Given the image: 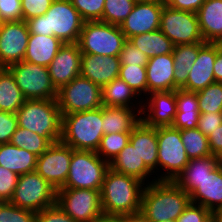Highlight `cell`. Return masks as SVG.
Masks as SVG:
<instances>
[{
	"mask_svg": "<svg viewBox=\"0 0 222 222\" xmlns=\"http://www.w3.org/2000/svg\"><path fill=\"white\" fill-rule=\"evenodd\" d=\"M120 67L119 57L81 55L80 75L102 88L119 77Z\"/></svg>",
	"mask_w": 222,
	"mask_h": 222,
	"instance_id": "20",
	"label": "cell"
},
{
	"mask_svg": "<svg viewBox=\"0 0 222 222\" xmlns=\"http://www.w3.org/2000/svg\"><path fill=\"white\" fill-rule=\"evenodd\" d=\"M119 78L125 81L139 97L147 96V72L145 66L121 65Z\"/></svg>",
	"mask_w": 222,
	"mask_h": 222,
	"instance_id": "39",
	"label": "cell"
},
{
	"mask_svg": "<svg viewBox=\"0 0 222 222\" xmlns=\"http://www.w3.org/2000/svg\"><path fill=\"white\" fill-rule=\"evenodd\" d=\"M29 35L26 21L0 22V68L24 59Z\"/></svg>",
	"mask_w": 222,
	"mask_h": 222,
	"instance_id": "15",
	"label": "cell"
},
{
	"mask_svg": "<svg viewBox=\"0 0 222 222\" xmlns=\"http://www.w3.org/2000/svg\"><path fill=\"white\" fill-rule=\"evenodd\" d=\"M10 143L19 148L28 150L37 156L44 153L51 145L44 137L28 129L17 127L13 133Z\"/></svg>",
	"mask_w": 222,
	"mask_h": 222,
	"instance_id": "36",
	"label": "cell"
},
{
	"mask_svg": "<svg viewBox=\"0 0 222 222\" xmlns=\"http://www.w3.org/2000/svg\"><path fill=\"white\" fill-rule=\"evenodd\" d=\"M26 23L30 34L55 36L67 44L78 42L84 20L70 0H53L44 15Z\"/></svg>",
	"mask_w": 222,
	"mask_h": 222,
	"instance_id": "3",
	"label": "cell"
},
{
	"mask_svg": "<svg viewBox=\"0 0 222 222\" xmlns=\"http://www.w3.org/2000/svg\"><path fill=\"white\" fill-rule=\"evenodd\" d=\"M196 95L200 113L222 112V83L214 82Z\"/></svg>",
	"mask_w": 222,
	"mask_h": 222,
	"instance_id": "38",
	"label": "cell"
},
{
	"mask_svg": "<svg viewBox=\"0 0 222 222\" xmlns=\"http://www.w3.org/2000/svg\"><path fill=\"white\" fill-rule=\"evenodd\" d=\"M161 222H176L175 220H167V221H161Z\"/></svg>",
	"mask_w": 222,
	"mask_h": 222,
	"instance_id": "60",
	"label": "cell"
},
{
	"mask_svg": "<svg viewBox=\"0 0 222 222\" xmlns=\"http://www.w3.org/2000/svg\"><path fill=\"white\" fill-rule=\"evenodd\" d=\"M157 141L158 170L163 169V174L154 178L174 181L190 161L181 140V130L173 126L157 127Z\"/></svg>",
	"mask_w": 222,
	"mask_h": 222,
	"instance_id": "8",
	"label": "cell"
},
{
	"mask_svg": "<svg viewBox=\"0 0 222 222\" xmlns=\"http://www.w3.org/2000/svg\"><path fill=\"white\" fill-rule=\"evenodd\" d=\"M19 175L0 166V201H10L13 197Z\"/></svg>",
	"mask_w": 222,
	"mask_h": 222,
	"instance_id": "44",
	"label": "cell"
},
{
	"mask_svg": "<svg viewBox=\"0 0 222 222\" xmlns=\"http://www.w3.org/2000/svg\"><path fill=\"white\" fill-rule=\"evenodd\" d=\"M118 57L121 65L146 66L149 60L143 52L133 46L128 40L124 43Z\"/></svg>",
	"mask_w": 222,
	"mask_h": 222,
	"instance_id": "43",
	"label": "cell"
},
{
	"mask_svg": "<svg viewBox=\"0 0 222 222\" xmlns=\"http://www.w3.org/2000/svg\"><path fill=\"white\" fill-rule=\"evenodd\" d=\"M199 53V43L174 46V82L175 90L181 89L186 83L192 66Z\"/></svg>",
	"mask_w": 222,
	"mask_h": 222,
	"instance_id": "33",
	"label": "cell"
},
{
	"mask_svg": "<svg viewBox=\"0 0 222 222\" xmlns=\"http://www.w3.org/2000/svg\"><path fill=\"white\" fill-rule=\"evenodd\" d=\"M202 222H217L215 215L211 212Z\"/></svg>",
	"mask_w": 222,
	"mask_h": 222,
	"instance_id": "57",
	"label": "cell"
},
{
	"mask_svg": "<svg viewBox=\"0 0 222 222\" xmlns=\"http://www.w3.org/2000/svg\"><path fill=\"white\" fill-rule=\"evenodd\" d=\"M222 43H199V53L187 78V83L181 88L190 92H198L215 82L214 63Z\"/></svg>",
	"mask_w": 222,
	"mask_h": 222,
	"instance_id": "17",
	"label": "cell"
},
{
	"mask_svg": "<svg viewBox=\"0 0 222 222\" xmlns=\"http://www.w3.org/2000/svg\"><path fill=\"white\" fill-rule=\"evenodd\" d=\"M144 187L140 180L109 168L100 191L103 214L125 218L139 216Z\"/></svg>",
	"mask_w": 222,
	"mask_h": 222,
	"instance_id": "2",
	"label": "cell"
},
{
	"mask_svg": "<svg viewBox=\"0 0 222 222\" xmlns=\"http://www.w3.org/2000/svg\"><path fill=\"white\" fill-rule=\"evenodd\" d=\"M163 7L162 0L135 3L131 13L119 26L126 39L160 29Z\"/></svg>",
	"mask_w": 222,
	"mask_h": 222,
	"instance_id": "16",
	"label": "cell"
},
{
	"mask_svg": "<svg viewBox=\"0 0 222 222\" xmlns=\"http://www.w3.org/2000/svg\"><path fill=\"white\" fill-rule=\"evenodd\" d=\"M129 142L137 150L145 165L153 172L158 170L157 127L146 125L142 120L131 131Z\"/></svg>",
	"mask_w": 222,
	"mask_h": 222,
	"instance_id": "22",
	"label": "cell"
},
{
	"mask_svg": "<svg viewBox=\"0 0 222 222\" xmlns=\"http://www.w3.org/2000/svg\"><path fill=\"white\" fill-rule=\"evenodd\" d=\"M84 21H100L105 0H70Z\"/></svg>",
	"mask_w": 222,
	"mask_h": 222,
	"instance_id": "42",
	"label": "cell"
},
{
	"mask_svg": "<svg viewBox=\"0 0 222 222\" xmlns=\"http://www.w3.org/2000/svg\"><path fill=\"white\" fill-rule=\"evenodd\" d=\"M22 20L21 0H0V22Z\"/></svg>",
	"mask_w": 222,
	"mask_h": 222,
	"instance_id": "48",
	"label": "cell"
},
{
	"mask_svg": "<svg viewBox=\"0 0 222 222\" xmlns=\"http://www.w3.org/2000/svg\"><path fill=\"white\" fill-rule=\"evenodd\" d=\"M102 107L62 115L61 142L75 150L97 151L104 135Z\"/></svg>",
	"mask_w": 222,
	"mask_h": 222,
	"instance_id": "4",
	"label": "cell"
},
{
	"mask_svg": "<svg viewBox=\"0 0 222 222\" xmlns=\"http://www.w3.org/2000/svg\"><path fill=\"white\" fill-rule=\"evenodd\" d=\"M26 98L7 68H0V111L16 114Z\"/></svg>",
	"mask_w": 222,
	"mask_h": 222,
	"instance_id": "34",
	"label": "cell"
},
{
	"mask_svg": "<svg viewBox=\"0 0 222 222\" xmlns=\"http://www.w3.org/2000/svg\"><path fill=\"white\" fill-rule=\"evenodd\" d=\"M17 127L18 118L16 114L0 111V144L9 143Z\"/></svg>",
	"mask_w": 222,
	"mask_h": 222,
	"instance_id": "45",
	"label": "cell"
},
{
	"mask_svg": "<svg viewBox=\"0 0 222 222\" xmlns=\"http://www.w3.org/2000/svg\"><path fill=\"white\" fill-rule=\"evenodd\" d=\"M214 77L215 82L222 83V48L216 54V60L214 63Z\"/></svg>",
	"mask_w": 222,
	"mask_h": 222,
	"instance_id": "53",
	"label": "cell"
},
{
	"mask_svg": "<svg viewBox=\"0 0 222 222\" xmlns=\"http://www.w3.org/2000/svg\"><path fill=\"white\" fill-rule=\"evenodd\" d=\"M0 222H36V212L17 207L10 201L0 202Z\"/></svg>",
	"mask_w": 222,
	"mask_h": 222,
	"instance_id": "41",
	"label": "cell"
},
{
	"mask_svg": "<svg viewBox=\"0 0 222 222\" xmlns=\"http://www.w3.org/2000/svg\"><path fill=\"white\" fill-rule=\"evenodd\" d=\"M190 202L174 181L152 179L143 189L139 216L146 222L176 221Z\"/></svg>",
	"mask_w": 222,
	"mask_h": 222,
	"instance_id": "1",
	"label": "cell"
},
{
	"mask_svg": "<svg viewBox=\"0 0 222 222\" xmlns=\"http://www.w3.org/2000/svg\"><path fill=\"white\" fill-rule=\"evenodd\" d=\"M219 166L221 167V169H222V156L221 157H219Z\"/></svg>",
	"mask_w": 222,
	"mask_h": 222,
	"instance_id": "59",
	"label": "cell"
},
{
	"mask_svg": "<svg viewBox=\"0 0 222 222\" xmlns=\"http://www.w3.org/2000/svg\"><path fill=\"white\" fill-rule=\"evenodd\" d=\"M71 157L72 147L55 142L37 157L35 171L58 190L68 177Z\"/></svg>",
	"mask_w": 222,
	"mask_h": 222,
	"instance_id": "14",
	"label": "cell"
},
{
	"mask_svg": "<svg viewBox=\"0 0 222 222\" xmlns=\"http://www.w3.org/2000/svg\"><path fill=\"white\" fill-rule=\"evenodd\" d=\"M208 144L212 155L222 156V124L209 134Z\"/></svg>",
	"mask_w": 222,
	"mask_h": 222,
	"instance_id": "52",
	"label": "cell"
},
{
	"mask_svg": "<svg viewBox=\"0 0 222 222\" xmlns=\"http://www.w3.org/2000/svg\"><path fill=\"white\" fill-rule=\"evenodd\" d=\"M212 213L215 215L217 222H222V207L215 209Z\"/></svg>",
	"mask_w": 222,
	"mask_h": 222,
	"instance_id": "56",
	"label": "cell"
},
{
	"mask_svg": "<svg viewBox=\"0 0 222 222\" xmlns=\"http://www.w3.org/2000/svg\"><path fill=\"white\" fill-rule=\"evenodd\" d=\"M210 213L205 207L190 202L176 222H202Z\"/></svg>",
	"mask_w": 222,
	"mask_h": 222,
	"instance_id": "49",
	"label": "cell"
},
{
	"mask_svg": "<svg viewBox=\"0 0 222 222\" xmlns=\"http://www.w3.org/2000/svg\"><path fill=\"white\" fill-rule=\"evenodd\" d=\"M181 140L190 160L212 155L207 136L198 128L181 130Z\"/></svg>",
	"mask_w": 222,
	"mask_h": 222,
	"instance_id": "35",
	"label": "cell"
},
{
	"mask_svg": "<svg viewBox=\"0 0 222 222\" xmlns=\"http://www.w3.org/2000/svg\"><path fill=\"white\" fill-rule=\"evenodd\" d=\"M64 43L55 36L30 34L24 61L48 67Z\"/></svg>",
	"mask_w": 222,
	"mask_h": 222,
	"instance_id": "28",
	"label": "cell"
},
{
	"mask_svg": "<svg viewBox=\"0 0 222 222\" xmlns=\"http://www.w3.org/2000/svg\"><path fill=\"white\" fill-rule=\"evenodd\" d=\"M135 108L102 106V128L104 135L131 132L142 120V110ZM140 115V117H138Z\"/></svg>",
	"mask_w": 222,
	"mask_h": 222,
	"instance_id": "23",
	"label": "cell"
},
{
	"mask_svg": "<svg viewBox=\"0 0 222 222\" xmlns=\"http://www.w3.org/2000/svg\"><path fill=\"white\" fill-rule=\"evenodd\" d=\"M160 31L177 45L203 43L196 13L173 9L164 5L161 12Z\"/></svg>",
	"mask_w": 222,
	"mask_h": 222,
	"instance_id": "13",
	"label": "cell"
},
{
	"mask_svg": "<svg viewBox=\"0 0 222 222\" xmlns=\"http://www.w3.org/2000/svg\"><path fill=\"white\" fill-rule=\"evenodd\" d=\"M162 2L173 9L196 13L205 0H162Z\"/></svg>",
	"mask_w": 222,
	"mask_h": 222,
	"instance_id": "51",
	"label": "cell"
},
{
	"mask_svg": "<svg viewBox=\"0 0 222 222\" xmlns=\"http://www.w3.org/2000/svg\"><path fill=\"white\" fill-rule=\"evenodd\" d=\"M176 102L177 113L172 126L178 130L197 128L200 112L196 92L177 89Z\"/></svg>",
	"mask_w": 222,
	"mask_h": 222,
	"instance_id": "30",
	"label": "cell"
},
{
	"mask_svg": "<svg viewBox=\"0 0 222 222\" xmlns=\"http://www.w3.org/2000/svg\"><path fill=\"white\" fill-rule=\"evenodd\" d=\"M81 51L77 43L64 44L48 66L50 79L58 91L80 76Z\"/></svg>",
	"mask_w": 222,
	"mask_h": 222,
	"instance_id": "19",
	"label": "cell"
},
{
	"mask_svg": "<svg viewBox=\"0 0 222 222\" xmlns=\"http://www.w3.org/2000/svg\"><path fill=\"white\" fill-rule=\"evenodd\" d=\"M135 3L151 2L154 0H133Z\"/></svg>",
	"mask_w": 222,
	"mask_h": 222,
	"instance_id": "58",
	"label": "cell"
},
{
	"mask_svg": "<svg viewBox=\"0 0 222 222\" xmlns=\"http://www.w3.org/2000/svg\"><path fill=\"white\" fill-rule=\"evenodd\" d=\"M128 41L149 59L158 55L171 54L175 46L160 29L132 36Z\"/></svg>",
	"mask_w": 222,
	"mask_h": 222,
	"instance_id": "32",
	"label": "cell"
},
{
	"mask_svg": "<svg viewBox=\"0 0 222 222\" xmlns=\"http://www.w3.org/2000/svg\"><path fill=\"white\" fill-rule=\"evenodd\" d=\"M221 124L222 112L200 113L197 128L208 137Z\"/></svg>",
	"mask_w": 222,
	"mask_h": 222,
	"instance_id": "50",
	"label": "cell"
},
{
	"mask_svg": "<svg viewBox=\"0 0 222 222\" xmlns=\"http://www.w3.org/2000/svg\"><path fill=\"white\" fill-rule=\"evenodd\" d=\"M109 166L113 171L134 177L145 185L149 183L145 181H149L147 179L153 175L130 142L109 163Z\"/></svg>",
	"mask_w": 222,
	"mask_h": 222,
	"instance_id": "27",
	"label": "cell"
},
{
	"mask_svg": "<svg viewBox=\"0 0 222 222\" xmlns=\"http://www.w3.org/2000/svg\"><path fill=\"white\" fill-rule=\"evenodd\" d=\"M16 115L19 127L39 134L50 144L61 140L62 116L57 99H26Z\"/></svg>",
	"mask_w": 222,
	"mask_h": 222,
	"instance_id": "5",
	"label": "cell"
},
{
	"mask_svg": "<svg viewBox=\"0 0 222 222\" xmlns=\"http://www.w3.org/2000/svg\"><path fill=\"white\" fill-rule=\"evenodd\" d=\"M109 168V163L103 160L96 151L72 148L69 174L61 188L101 191L104 176Z\"/></svg>",
	"mask_w": 222,
	"mask_h": 222,
	"instance_id": "7",
	"label": "cell"
},
{
	"mask_svg": "<svg viewBox=\"0 0 222 222\" xmlns=\"http://www.w3.org/2000/svg\"><path fill=\"white\" fill-rule=\"evenodd\" d=\"M126 41L117 25L84 21L77 44L82 54L118 57Z\"/></svg>",
	"mask_w": 222,
	"mask_h": 222,
	"instance_id": "6",
	"label": "cell"
},
{
	"mask_svg": "<svg viewBox=\"0 0 222 222\" xmlns=\"http://www.w3.org/2000/svg\"><path fill=\"white\" fill-rule=\"evenodd\" d=\"M92 222H123L122 216L102 214Z\"/></svg>",
	"mask_w": 222,
	"mask_h": 222,
	"instance_id": "54",
	"label": "cell"
},
{
	"mask_svg": "<svg viewBox=\"0 0 222 222\" xmlns=\"http://www.w3.org/2000/svg\"><path fill=\"white\" fill-rule=\"evenodd\" d=\"M134 4L133 0H105L103 17L100 21L120 26L131 13Z\"/></svg>",
	"mask_w": 222,
	"mask_h": 222,
	"instance_id": "40",
	"label": "cell"
},
{
	"mask_svg": "<svg viewBox=\"0 0 222 222\" xmlns=\"http://www.w3.org/2000/svg\"><path fill=\"white\" fill-rule=\"evenodd\" d=\"M57 103L61 116L101 108L102 87L81 75L57 91Z\"/></svg>",
	"mask_w": 222,
	"mask_h": 222,
	"instance_id": "9",
	"label": "cell"
},
{
	"mask_svg": "<svg viewBox=\"0 0 222 222\" xmlns=\"http://www.w3.org/2000/svg\"><path fill=\"white\" fill-rule=\"evenodd\" d=\"M37 155L13 144H0V166L7 168L17 175L34 172Z\"/></svg>",
	"mask_w": 222,
	"mask_h": 222,
	"instance_id": "29",
	"label": "cell"
},
{
	"mask_svg": "<svg viewBox=\"0 0 222 222\" xmlns=\"http://www.w3.org/2000/svg\"><path fill=\"white\" fill-rule=\"evenodd\" d=\"M190 199L211 212L222 207V169L219 165L199 183Z\"/></svg>",
	"mask_w": 222,
	"mask_h": 222,
	"instance_id": "24",
	"label": "cell"
},
{
	"mask_svg": "<svg viewBox=\"0 0 222 222\" xmlns=\"http://www.w3.org/2000/svg\"><path fill=\"white\" fill-rule=\"evenodd\" d=\"M218 165L219 157L215 155L191 159L174 182L190 195Z\"/></svg>",
	"mask_w": 222,
	"mask_h": 222,
	"instance_id": "26",
	"label": "cell"
},
{
	"mask_svg": "<svg viewBox=\"0 0 222 222\" xmlns=\"http://www.w3.org/2000/svg\"><path fill=\"white\" fill-rule=\"evenodd\" d=\"M196 14L204 42L222 43V0H205Z\"/></svg>",
	"mask_w": 222,
	"mask_h": 222,
	"instance_id": "25",
	"label": "cell"
},
{
	"mask_svg": "<svg viewBox=\"0 0 222 222\" xmlns=\"http://www.w3.org/2000/svg\"><path fill=\"white\" fill-rule=\"evenodd\" d=\"M56 203L77 222H92L103 214L99 190L59 188Z\"/></svg>",
	"mask_w": 222,
	"mask_h": 222,
	"instance_id": "12",
	"label": "cell"
},
{
	"mask_svg": "<svg viewBox=\"0 0 222 222\" xmlns=\"http://www.w3.org/2000/svg\"><path fill=\"white\" fill-rule=\"evenodd\" d=\"M123 222H146L140 216L135 217H123Z\"/></svg>",
	"mask_w": 222,
	"mask_h": 222,
	"instance_id": "55",
	"label": "cell"
},
{
	"mask_svg": "<svg viewBox=\"0 0 222 222\" xmlns=\"http://www.w3.org/2000/svg\"><path fill=\"white\" fill-rule=\"evenodd\" d=\"M53 0H21L22 20L27 21L33 17L44 15Z\"/></svg>",
	"mask_w": 222,
	"mask_h": 222,
	"instance_id": "46",
	"label": "cell"
},
{
	"mask_svg": "<svg viewBox=\"0 0 222 222\" xmlns=\"http://www.w3.org/2000/svg\"><path fill=\"white\" fill-rule=\"evenodd\" d=\"M102 97L103 106H119L128 108H133L135 106V109L138 108V110H142L143 101L145 102V99L139 101L141 97H139L136 92L119 77L102 88ZM136 98L137 100H135ZM132 101L135 103L138 101L139 105L137 103H133Z\"/></svg>",
	"mask_w": 222,
	"mask_h": 222,
	"instance_id": "31",
	"label": "cell"
},
{
	"mask_svg": "<svg viewBox=\"0 0 222 222\" xmlns=\"http://www.w3.org/2000/svg\"><path fill=\"white\" fill-rule=\"evenodd\" d=\"M131 132L105 134L101 138L96 153L110 163L119 152L129 143Z\"/></svg>",
	"mask_w": 222,
	"mask_h": 222,
	"instance_id": "37",
	"label": "cell"
},
{
	"mask_svg": "<svg viewBox=\"0 0 222 222\" xmlns=\"http://www.w3.org/2000/svg\"><path fill=\"white\" fill-rule=\"evenodd\" d=\"M57 190L36 171L18 178L10 202L17 207L39 212L56 203Z\"/></svg>",
	"mask_w": 222,
	"mask_h": 222,
	"instance_id": "10",
	"label": "cell"
},
{
	"mask_svg": "<svg viewBox=\"0 0 222 222\" xmlns=\"http://www.w3.org/2000/svg\"><path fill=\"white\" fill-rule=\"evenodd\" d=\"M36 222H77L65 213L57 203L36 212Z\"/></svg>",
	"mask_w": 222,
	"mask_h": 222,
	"instance_id": "47",
	"label": "cell"
},
{
	"mask_svg": "<svg viewBox=\"0 0 222 222\" xmlns=\"http://www.w3.org/2000/svg\"><path fill=\"white\" fill-rule=\"evenodd\" d=\"M145 67L147 72V95L153 92L175 90L172 53L150 58Z\"/></svg>",
	"mask_w": 222,
	"mask_h": 222,
	"instance_id": "21",
	"label": "cell"
},
{
	"mask_svg": "<svg viewBox=\"0 0 222 222\" xmlns=\"http://www.w3.org/2000/svg\"><path fill=\"white\" fill-rule=\"evenodd\" d=\"M7 69L26 99H56L57 90L53 86L48 67L22 60Z\"/></svg>",
	"mask_w": 222,
	"mask_h": 222,
	"instance_id": "11",
	"label": "cell"
},
{
	"mask_svg": "<svg viewBox=\"0 0 222 222\" xmlns=\"http://www.w3.org/2000/svg\"><path fill=\"white\" fill-rule=\"evenodd\" d=\"M147 96L146 104L143 102L142 121L155 128L172 126L177 113L176 90L153 92Z\"/></svg>",
	"mask_w": 222,
	"mask_h": 222,
	"instance_id": "18",
	"label": "cell"
}]
</instances>
